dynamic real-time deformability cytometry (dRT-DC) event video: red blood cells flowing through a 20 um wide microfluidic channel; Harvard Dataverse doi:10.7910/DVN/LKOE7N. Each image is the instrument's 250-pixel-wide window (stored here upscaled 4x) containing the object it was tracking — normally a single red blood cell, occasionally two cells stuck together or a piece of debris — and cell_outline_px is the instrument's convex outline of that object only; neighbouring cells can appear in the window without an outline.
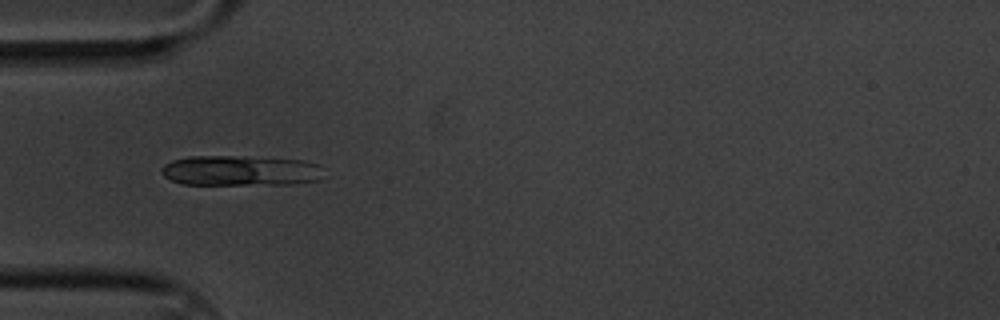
{"species": "common noctule bat (a hibernating species)", "species_latin": "Nyctalus noctula", "temperature_condition": "cold", "stored_images_in_passage": 44, "camera_frame_rate_fps": 3000, "um_per_image_px": 0.085, "animal": {"sex": "male", "body_mass_g": 20.1, "forearm_length_mm": 53.5}, "frame": {"image": 1, "passage_image": 3, "time_ms": 0.667, "image_size_px": [1000, 320], "cell_outline_px": [[320, 180], [292, 184], [184, 184], [172, 180], [164, 176], [160, 172], [160, 168], [164, 164], [172, 160], [188, 156], [236, 156], [304, 160], [320, 164]], "centroid_in_image_um": [20.4, 14.5], "position_along_channel_um": 64.6, "area_um2": 28.61}}
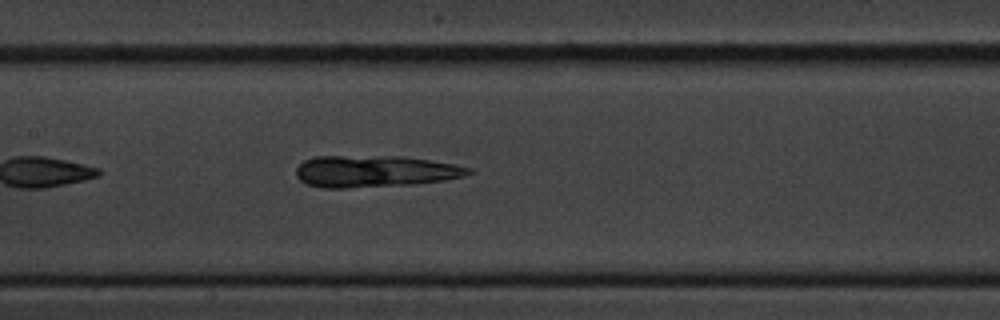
{"frame": {"image": 2, "passage_image": 13, "time_ms": 4.0, "image_size_px": [1000, 320], "cell_outline_px": [[472, 172], [464, 176], [444, 180], [416, 184], [344, 188], [320, 188], [304, 184], [296, 176], [296, 168], [304, 160], [316, 156], [404, 156], [456, 164], [472, 168]], "centroid_in_image_um": [31.84, 14.56], "position_along_channel_um": 175.6, "area_um2": 32.19}}
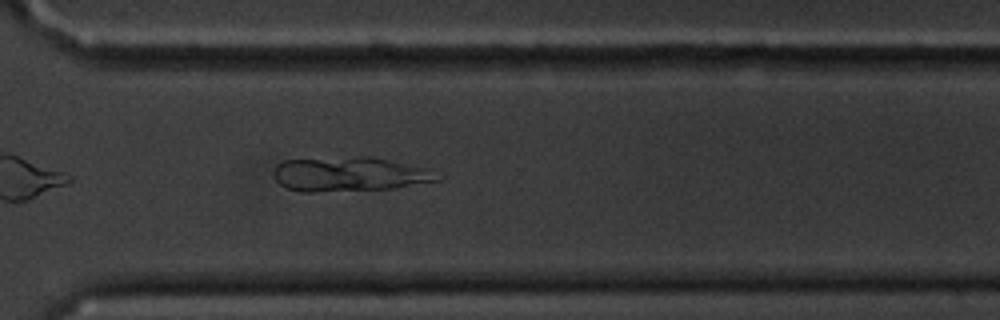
{"frame": {"image": 3, "passage_image": 28, "time_ms": 9.0, "image_size_px": [1000, 320], "cell_outline_px": [[444, 176], [440, 180], [392, 188], [316, 192], [300, 192], [288, 188], [280, 184], [272, 176], [272, 172], [276, 164], [284, 160], [360, 156], [372, 156], [424, 168]], "centroid_in_image_um": [29.66, 14.8], "position_along_channel_um": 340.9, "area_um2": 32.89}}